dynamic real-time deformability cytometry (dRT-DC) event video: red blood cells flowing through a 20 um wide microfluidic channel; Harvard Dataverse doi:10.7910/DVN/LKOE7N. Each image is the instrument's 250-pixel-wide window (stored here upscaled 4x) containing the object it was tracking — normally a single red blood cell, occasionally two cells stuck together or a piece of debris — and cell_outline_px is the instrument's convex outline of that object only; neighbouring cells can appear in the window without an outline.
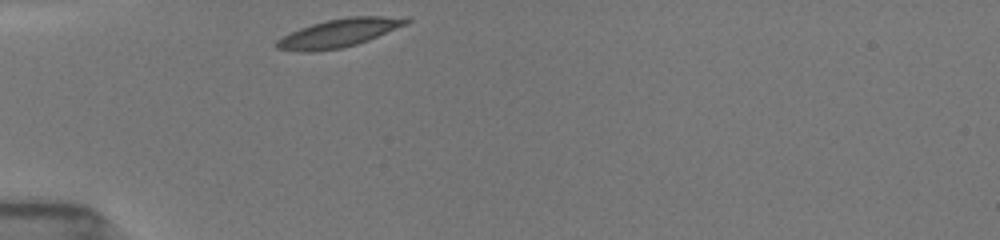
{"species": "common noctule bat (a hibernating species)", "species_latin": "Nyctalus noctula", "temperature_condition": "room temperature", "stored_images_in_passage": 30, "camera_frame_rate_fps": 3000, "um_per_image_px": 0.085, "animal": {"sex": "female", "body_mass_g": 19.5, "forearm_length_mm": 54.1}, "frame": {"image": 1, "passage_image": 1, "time_ms": 0.0, "image_size_px": [1000, 240], "cell_outline_px": [[412, 20], [408, 24], [368, 40], [356, 44], [340, 48], [312, 52], [300, 52], [276, 48], [276, 40], [300, 28], [312, 24], [328, 20], [348, 16], [380, 16]], "centroid_in_image_um": [28.78, 2.81], "position_along_channel_um": 56.2, "area_um2": 20.98}}
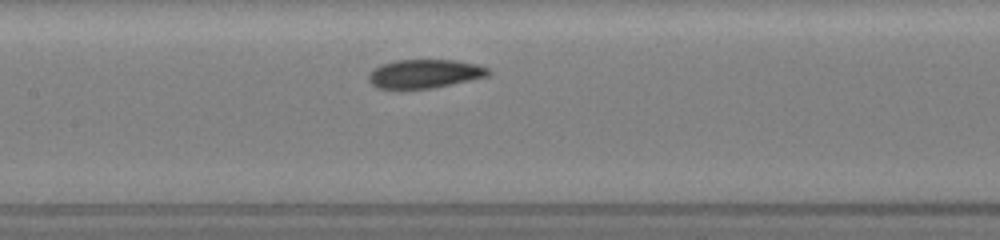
{"frame": {"image": 2, "passage_image": 11, "time_ms": 3.333, "image_size_px": [1000, 240], "cell_outline_px": [[492, 72], [488, 76], [432, 88], [400, 92], [396, 92], [376, 88], [368, 80], [368, 76], [380, 64], [396, 60], [456, 60], [476, 64], [488, 68]], "centroid_in_image_um": [36.03, 6.31], "position_along_channel_um": 171.4, "area_um2": 20.69}}
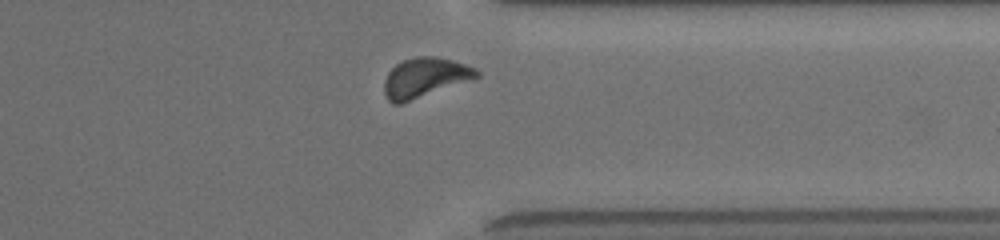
{"frame": {"image": 3, "passage_image": 27, "time_ms": 8.667, "image_size_px": [1000, 240], "cell_outline_px": [[480, 76], [400, 104], [392, 104], [388, 100], [384, 92], [384, 80], [388, 72], [396, 64], [404, 60], [416, 56], [436, 56], [452, 60], [476, 68], [480, 72]], "centroid_in_image_um": [36.08, 6.58], "position_along_channel_um": 375.3, "area_um2": 21.1}, "authors_computed_cell_mechanics": {"area_um2": 20.4901, "velocity_mm_per_s": 3.842, "shape_relaxation_time_tau1_ms": 1.836, "shape_relaxation_time_tau2_ms": 1.9245, "deformation_change_tau1": 0.111, "deformation_change_tau2": 0.0751}}